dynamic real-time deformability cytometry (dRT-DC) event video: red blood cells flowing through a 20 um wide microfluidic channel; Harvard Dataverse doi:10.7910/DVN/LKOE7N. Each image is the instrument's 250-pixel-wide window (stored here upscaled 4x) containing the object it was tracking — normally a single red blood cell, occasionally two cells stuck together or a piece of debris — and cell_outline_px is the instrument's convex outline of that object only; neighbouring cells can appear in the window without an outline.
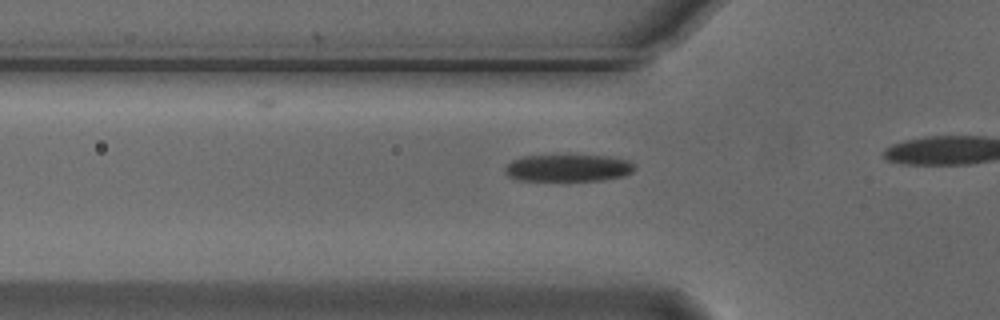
{"species": "Egyptian fruit bat (a non-hibernating species)", "species_latin": "Rousettus aegyptiacus", "temperature_condition": "cold", "stored_images_in_passage": 12, "camera_frame_rate_fps": 3000, "um_per_image_px": 0.085, "animal": {"sex": "male"}, "frame": {"image": 1, "passage_image": 7, "time_ms": 2.0, "image_size_px": [1000, 320], "cell_outline_px": [[636, 168], [632, 172], [624, 176], [600, 180], [520, 180], [508, 176], [504, 172], [504, 168], [512, 160], [520, 156], [568, 152], [608, 156], [628, 160], [636, 164]], "centroid_in_image_um": [48.29, 14.21], "position_along_channel_um": 77.5, "area_um2": 21.62}}
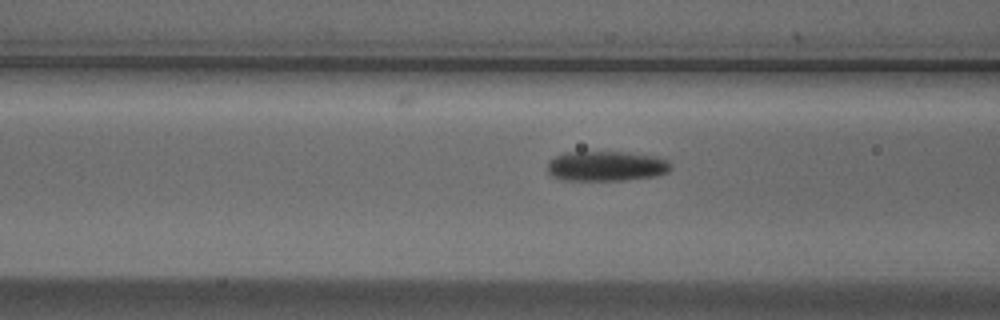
{"frame": {"image": 2, "passage_image": 10, "time_ms": 3.0, "image_size_px": [1000, 320], "cell_outline_px": [[672, 168], [668, 172], [656, 176], [624, 180], [564, 180], [552, 176], [548, 172], [548, 160], [556, 156], [568, 152], [624, 152], [656, 156], [668, 160], [672, 164]], "centroid_in_image_um": [51.56, 14.12], "position_along_channel_um": 115.0, "area_um2": 21.68}}